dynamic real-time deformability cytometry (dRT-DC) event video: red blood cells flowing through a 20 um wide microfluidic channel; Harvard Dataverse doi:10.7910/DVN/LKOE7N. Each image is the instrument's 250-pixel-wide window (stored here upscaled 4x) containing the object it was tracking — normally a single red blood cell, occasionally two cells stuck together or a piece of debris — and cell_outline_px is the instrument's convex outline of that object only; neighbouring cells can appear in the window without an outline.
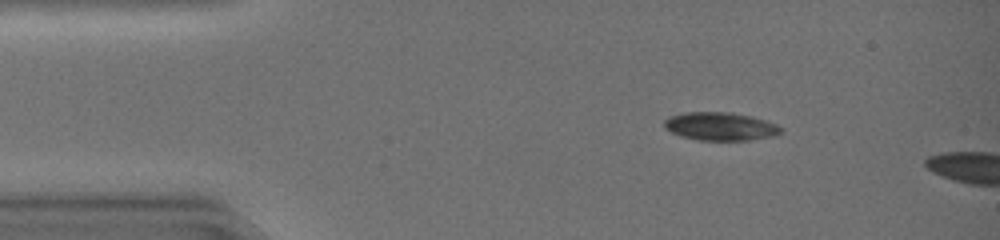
{"species": "common noctule bat (a hibernating species)", "species_latin": "Nyctalus noctula", "temperature_condition": "warm", "stored_images_in_passage": 4, "camera_frame_rate_fps": 3000, "um_per_image_px": 0.085, "animal": {"sex": "female", "body_mass_g": 19.0, "forearm_length_mm": 51.5}, "frame": {"image": 1, "passage_image": 1, "time_ms": 0.0, "image_size_px": [1000, 240], "cell_outline_px": [[780, 132], [768, 136], [748, 140], [700, 140], [684, 136], [672, 132], [664, 128], [664, 120], [672, 116], [688, 112], [728, 112], [748, 116], [764, 120], [776, 124], [780, 128]], "centroid_in_image_um": [61.18, 10.73], "position_along_channel_um": 23.8, "area_um2": 18.5}}